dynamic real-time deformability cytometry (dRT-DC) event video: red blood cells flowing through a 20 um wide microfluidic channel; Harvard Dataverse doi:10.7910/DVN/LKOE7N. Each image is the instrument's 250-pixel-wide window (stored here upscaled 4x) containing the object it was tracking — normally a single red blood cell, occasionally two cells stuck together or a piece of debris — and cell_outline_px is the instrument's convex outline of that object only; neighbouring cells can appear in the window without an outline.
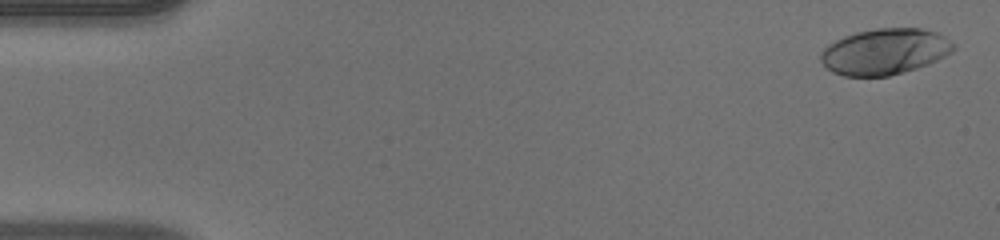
{"species": "human", "species_latin": "Homo sapiens", "temperature_condition": "warm", "stored_images_in_passage": 50, "camera_frame_rate_fps": 3000, "um_per_image_px": 0.085, "donor": {"sex": "male"}, "frame": {"image": 1, "passage_image": 2, "time_ms": 0.333, "image_size_px": [1000, 240], "cell_outline_px": [[956, 48], [952, 52], [928, 64], [916, 68], [888, 76], [844, 76], [832, 72], [820, 60], [820, 52], [828, 44], [844, 36], [856, 32], [876, 28], [920, 28], [940, 32], [956, 44]], "centroid_in_image_um": [75.23, 4.37], "position_along_channel_um": 9.8, "area_um2": 35.78}}
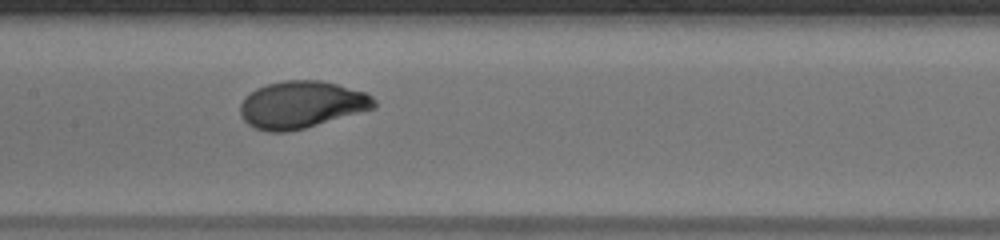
{"frame": {"image": 2, "passage_image": 25, "time_ms": 8.0, "image_size_px": [1000, 240], "cell_outline_px": [[376, 108], [304, 128], [288, 132], [268, 132], [256, 128], [248, 124], [240, 116], [240, 104], [244, 96], [256, 88], [268, 84], [284, 80], [320, 80], [336, 84], [364, 92], [372, 96], [376, 100]], "centroid_in_image_um": [25.6, 8.9], "position_along_channel_um": 181.8, "area_um2": 36.82}}
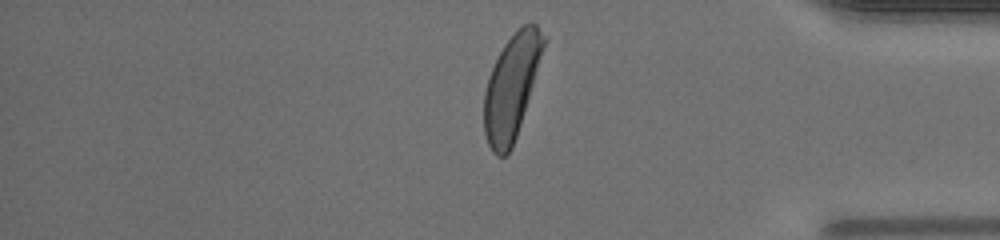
{"frame": {"image": 3, "passage_image": 42, "time_ms": 13.667, "image_size_px": [1000, 240], "cell_outline_px": [[548, 40], [512, 148], [504, 156], [496, 156], [492, 152], [488, 144], [484, 132], [484, 92], [488, 76], [504, 44], [524, 24], [536, 24]], "centroid_in_image_um": [43.49, 7.38], "position_along_channel_um": 391.7, "area_um2": 35.84}, "authors_computed_cell_mechanics": {"area_um2": 36.0094, "velocity_mm_per_s": 4.1195, "shape_relaxation_time_tau1_ms": 3.2104, "shape_relaxation_time_tau2_ms": null, "deformation_change_tau1": 0.1851, "deformation_change_tau2": null}}